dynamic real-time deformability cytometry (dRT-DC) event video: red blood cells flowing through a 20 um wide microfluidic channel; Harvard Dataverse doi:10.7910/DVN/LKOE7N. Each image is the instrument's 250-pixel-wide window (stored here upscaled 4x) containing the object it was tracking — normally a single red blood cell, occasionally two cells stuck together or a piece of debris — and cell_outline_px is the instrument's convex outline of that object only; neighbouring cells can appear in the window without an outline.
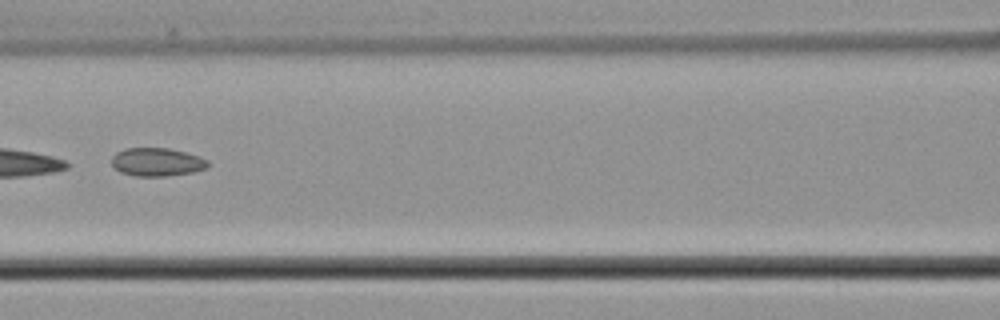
{"species": "common noctule bat (a hibernating species)", "species_latin": "Nyctalus noctula", "temperature_condition": "cold", "stored_images_in_passage": 7, "camera_frame_rate_fps": 3000, "um_per_image_px": 0.085, "animal": {"sex": "male", "body_mass_g": 21.5, "forearm_length_mm": 52.0}, "frame": {"image": 1, "passage_image": 5, "time_ms": 5.0, "image_size_px": [1000, 320], "cell_outline_px": [[208, 168], [192, 172], [164, 176], [136, 176], [120, 172], [112, 164], [112, 156], [116, 152], [124, 148], [168, 148], [184, 152], [208, 160]], "centroid_in_image_um": [13.31, 13.77], "position_along_channel_um": 153.3, "area_um2": 15.72}}
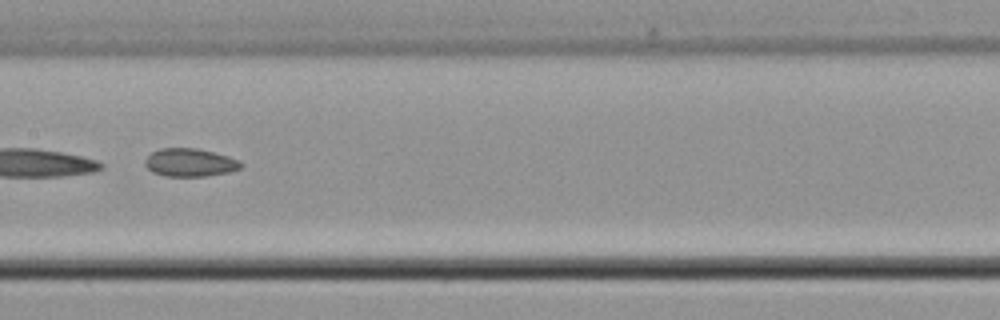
{"frame": {"image": 2, "passage_image": 6, "time_ms": 6.0, "image_size_px": [1000, 320], "cell_outline_px": [[244, 164], [240, 168], [228, 172], [204, 176], [164, 176], [152, 172], [144, 164], [144, 160], [152, 152], [160, 148], [196, 148], [228, 156]], "centroid_in_image_um": [16.1, 13.81], "position_along_channel_um": 191.3, "area_um2": 15.55}}
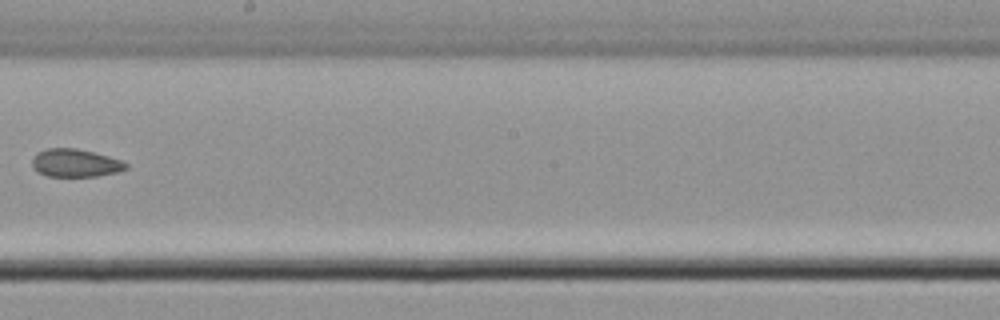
{"frame": {"image": 3, "passage_image": 7, "time_ms": 7.333, "image_size_px": [1000, 320], "cell_outline_px": [[128, 168], [116, 172], [96, 176], [48, 176], [32, 168], [32, 156], [36, 152], [48, 148], [76, 148], [108, 156], [120, 160], [128, 164]], "centroid_in_image_um": [6.37, 13.84], "position_along_channel_um": 241.8, "area_um2": 15.2}}